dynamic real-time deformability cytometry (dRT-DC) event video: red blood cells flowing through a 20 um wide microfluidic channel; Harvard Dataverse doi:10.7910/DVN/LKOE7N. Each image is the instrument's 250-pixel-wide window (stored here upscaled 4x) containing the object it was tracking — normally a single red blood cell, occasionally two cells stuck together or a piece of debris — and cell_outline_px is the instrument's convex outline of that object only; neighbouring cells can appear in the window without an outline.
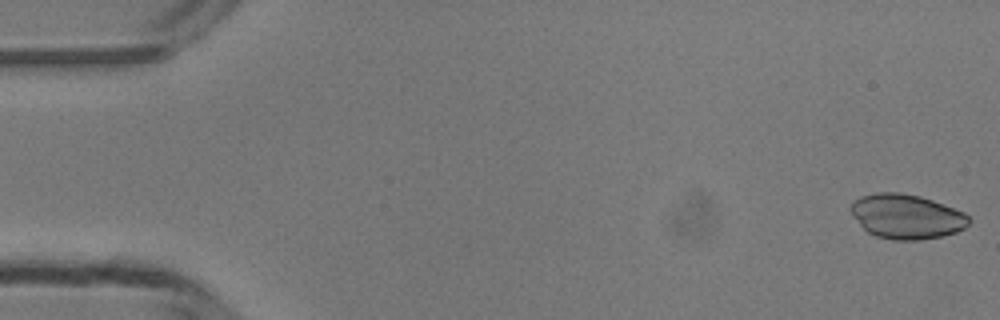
{"species": "common noctule bat (a hibernating species)", "species_latin": "Nyctalus noctula", "temperature_condition": "room temperature", "stored_images_in_passage": 49, "camera_frame_rate_fps": 3000, "um_per_image_px": 0.085, "animal": {"sex": "male", "body_mass_g": 13.3}, "frame": {"image": 1, "passage_image": 1, "time_ms": 0.0, "image_size_px": [1000, 320], "cell_outline_px": [[972, 220], [964, 228], [956, 232], [940, 236], [920, 240], [892, 240], [876, 236], [868, 232], [852, 216], [848, 208], [852, 200], [860, 196], [876, 192], [900, 192], [920, 196], [932, 200], [964, 212]], "centroid_in_image_um": [77.01, 18.39], "position_along_channel_um": 8.0, "area_um2": 30.92}}
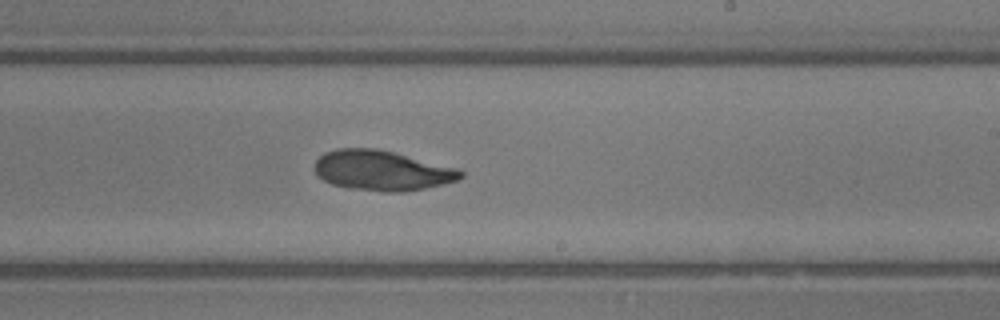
{"frame": {"image": 2, "passage_image": 29, "time_ms": 9.333, "image_size_px": [1000, 320], "cell_outline_px": [[464, 176], [456, 180], [408, 192], [380, 192], [348, 188], [332, 184], [316, 176], [316, 160], [320, 156], [336, 148], [376, 148], [456, 168], [464, 172]], "centroid_in_image_um": [32.44, 14.51], "position_along_channel_um": 256.6, "area_um2": 33.81}}
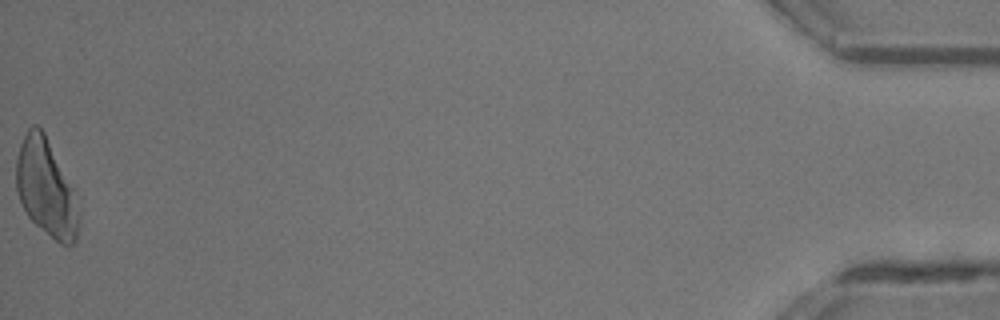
{"frame": {"image": 3, "passage_image": 49, "time_ms": 16.0, "image_size_px": [1000, 320], "cell_outline_px": [[76, 240], [72, 244], [60, 244], [36, 224], [28, 216], [16, 192], [16, 160], [20, 144], [28, 128], [32, 124], [36, 124], [44, 132], [72, 188], [76, 212]], "centroid_in_image_um": [3.84, 15.94], "position_along_channel_um": 431.4, "area_um2": 34.1}}